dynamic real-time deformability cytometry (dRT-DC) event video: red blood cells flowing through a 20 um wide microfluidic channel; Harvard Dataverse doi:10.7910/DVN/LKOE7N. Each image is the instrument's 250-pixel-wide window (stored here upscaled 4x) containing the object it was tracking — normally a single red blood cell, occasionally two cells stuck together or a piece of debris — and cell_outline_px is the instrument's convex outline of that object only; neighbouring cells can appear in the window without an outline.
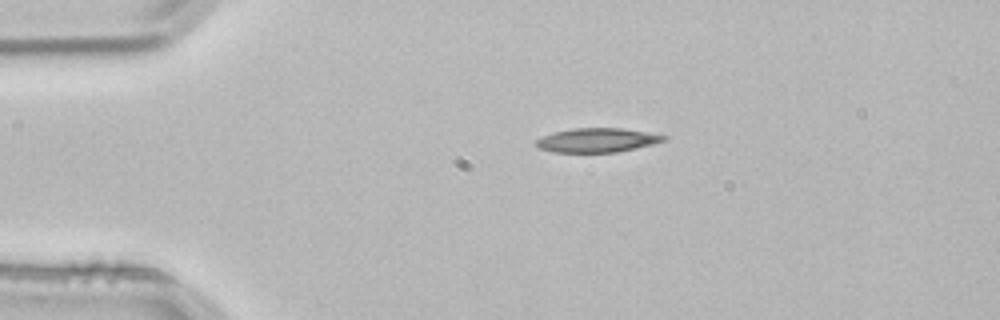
{"species": "common noctule bat (a hibernating species)", "species_latin": "Nyctalus noctula", "temperature_condition": "room temperature", "stored_images_in_passage": 2, "camera_frame_rate_fps": 3000, "um_per_image_px": 0.085, "animal": {"sex": "male", "body_mass_g": 21.5, "forearm_length_mm": 52.0}, "frame": {"image": 1, "passage_image": 1, "time_ms": 0.0, "image_size_px": [1000, 320], "cell_outline_px": [[668, 140], [636, 148], [616, 152], [552, 152], [540, 148], [536, 144], [536, 140], [544, 136], [556, 132], [572, 128], [620, 128], [668, 136]], "centroid_in_image_um": [50.78, 11.92], "position_along_channel_um": 34.2, "area_um2": 17.69}}